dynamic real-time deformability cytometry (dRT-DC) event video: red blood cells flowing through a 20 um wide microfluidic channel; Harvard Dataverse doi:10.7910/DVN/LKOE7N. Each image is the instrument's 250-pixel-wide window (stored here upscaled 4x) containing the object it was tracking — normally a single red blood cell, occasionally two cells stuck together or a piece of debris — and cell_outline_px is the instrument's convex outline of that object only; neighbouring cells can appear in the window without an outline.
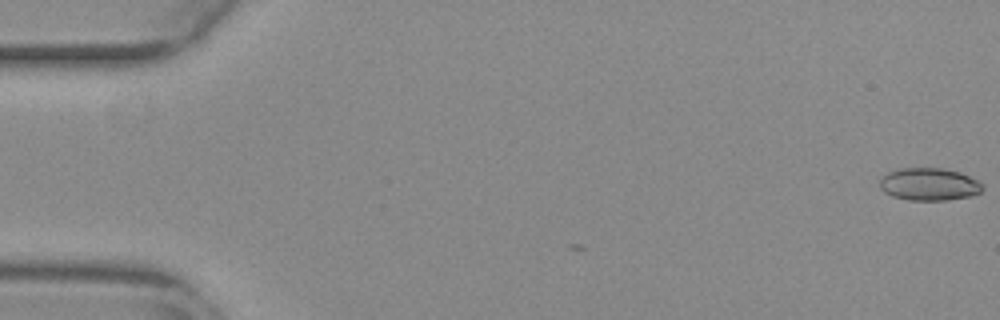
{"species": "common noctule bat (a hibernating species)", "species_latin": "Nyctalus noctula", "temperature_condition": "warm", "stored_images_in_passage": 6, "camera_frame_rate_fps": 3000, "um_per_image_px": 0.085, "animal": {"sex": "female", "body_mass_g": 29.2, "forearm_length_mm": 56.3}, "frame": {"image": 1, "passage_image": 1, "time_ms": 0.0, "image_size_px": [1000, 320], "cell_outline_px": [[984, 188], [980, 192], [972, 196], [944, 200], [908, 200], [892, 196], [884, 192], [880, 188], [880, 176], [888, 172], [900, 168], [940, 168], [960, 172], [980, 180], [984, 184]], "centroid_in_image_um": [78.99, 15.66], "position_along_channel_um": 6.0, "area_um2": 19.77}}